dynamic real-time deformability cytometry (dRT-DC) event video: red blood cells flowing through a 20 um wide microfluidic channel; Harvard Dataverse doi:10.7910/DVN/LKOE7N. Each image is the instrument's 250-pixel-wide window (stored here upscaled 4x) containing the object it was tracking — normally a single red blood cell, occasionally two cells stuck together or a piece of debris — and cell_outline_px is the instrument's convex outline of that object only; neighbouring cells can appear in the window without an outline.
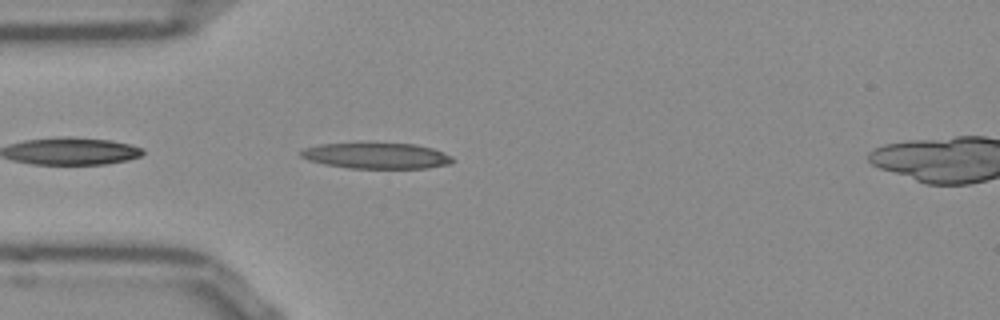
{"species": "Egyptian fruit bat (a non-hibernating species)", "species_latin": "Rousettus aegyptiacus", "temperature_condition": "room temperature", "stored_images_in_passage": 25, "camera_frame_rate_fps": 3000, "um_per_image_px": 0.085, "frame": {"image": 1, "passage_image": 2, "time_ms": 0.333, "image_size_px": [1000, 320], "cell_outline_px": [[456, 160], [448, 164], [428, 168], [352, 168], [324, 164], [308, 160], [300, 156], [300, 152], [304, 148], [320, 144], [416, 144], [432, 148], [444, 152], [452, 156]], "centroid_in_image_um": [32.04, 13.25], "position_along_channel_um": 53.0, "area_um2": 22.6}}
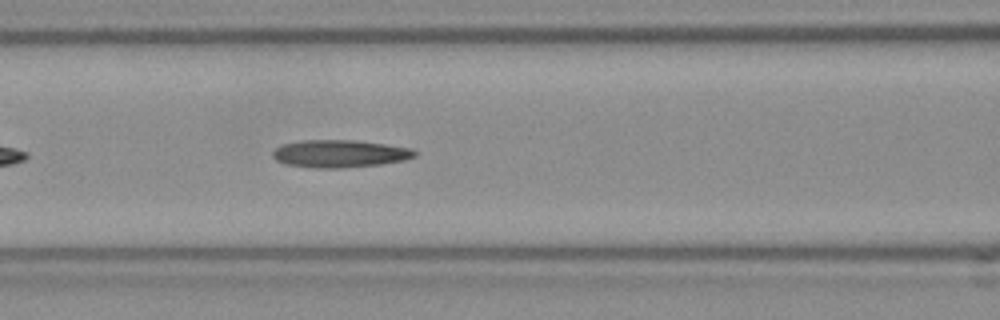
{"frame": {"image": 2, "passage_image": 9, "time_ms": 2.667, "image_size_px": [1000, 320], "cell_outline_px": [[416, 156], [404, 160], [380, 164], [344, 168], [312, 168], [284, 164], [276, 160], [272, 156], [272, 152], [280, 144], [300, 140], [356, 140], [412, 148], [416, 152]], "centroid_in_image_um": [28.83, 13.06], "position_along_channel_um": 137.8, "area_um2": 23.0}}
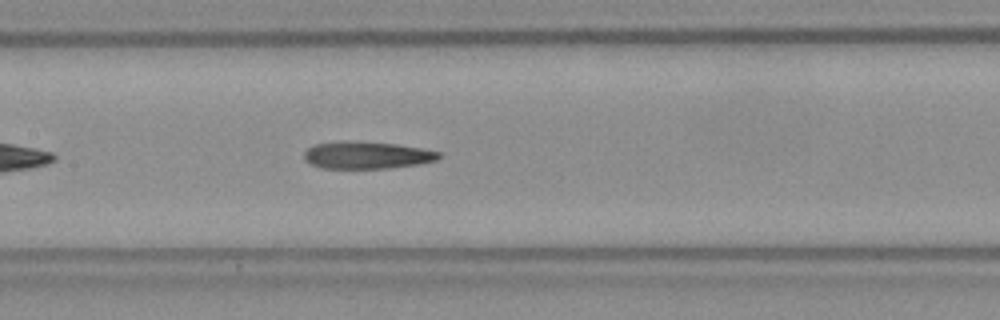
{"frame": {"image": 3, "passage_image": 12, "time_ms": 3.667, "image_size_px": [1000, 320], "cell_outline_px": [[440, 156], [436, 160], [416, 164], [384, 168], [324, 168], [312, 164], [304, 156], [304, 152], [312, 144], [348, 140], [352, 140], [396, 144], [420, 148], [440, 152]], "centroid_in_image_um": [31.15, 13.17], "position_along_channel_um": 176.3, "area_um2": 21.15}}